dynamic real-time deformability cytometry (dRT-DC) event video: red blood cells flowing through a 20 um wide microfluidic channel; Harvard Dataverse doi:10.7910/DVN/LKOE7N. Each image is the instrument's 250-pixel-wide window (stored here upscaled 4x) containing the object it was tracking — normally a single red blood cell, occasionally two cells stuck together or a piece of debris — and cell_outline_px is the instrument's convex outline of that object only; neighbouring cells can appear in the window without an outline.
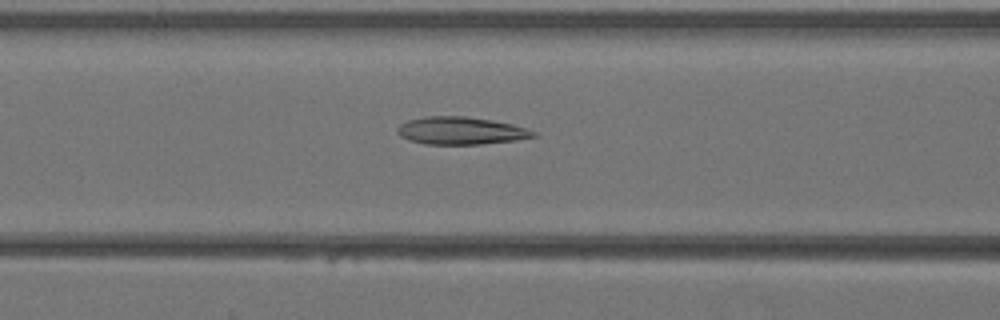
{"species": "Egyptian fruit bat (a non-hibernating species)", "species_latin": "Rousettus aegyptiacus", "temperature_condition": "warm", "stored_images_in_passage": 32, "camera_frame_rate_fps": 3000, "um_per_image_px": 0.085, "animal": {"sex": "female"}, "frame": {"image": 1, "passage_image": 9, "time_ms": 2.667, "image_size_px": [1000, 320], "cell_outline_px": [[540, 136], [516, 140], [480, 144], [424, 144], [408, 140], [400, 136], [400, 124], [408, 120], [424, 116], [464, 116], [492, 120], [512, 124], [536, 132]], "centroid_in_image_um": [39.2, 11.11], "position_along_channel_um": 127.4, "area_um2": 21.73}}
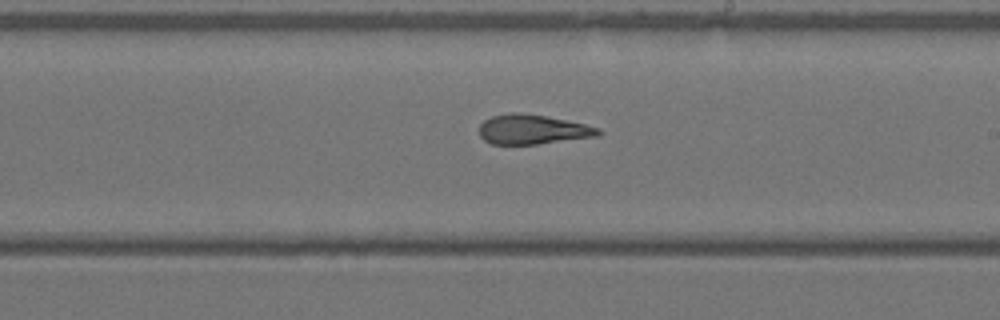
{"frame": {"image": 2, "passage_image": 16, "time_ms": 5.0, "image_size_px": [1000, 320], "cell_outline_px": [[604, 132], [596, 136], [536, 144], [492, 144], [484, 140], [480, 136], [480, 124], [484, 120], [492, 116], [512, 112], [516, 112], [544, 116], [584, 124], [600, 128]], "centroid_in_image_um": [45.25, 11.0], "position_along_channel_um": 243.7, "area_um2": 20.29}}
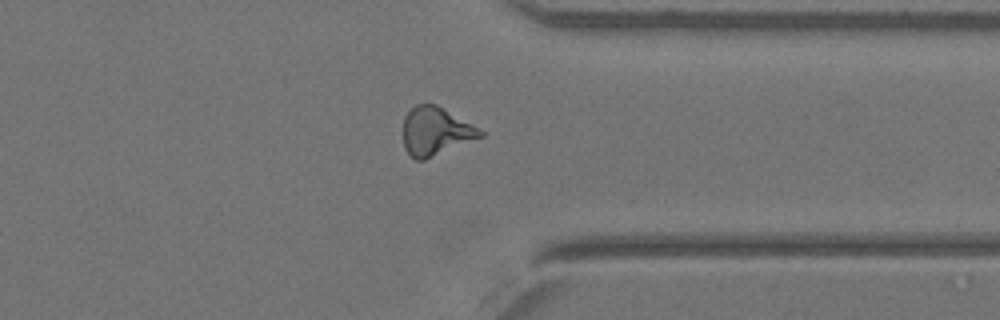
{"frame": {"image": 3, "passage_image": 24, "time_ms": 7.667, "image_size_px": [1000, 320], "cell_outline_px": [[484, 136], [424, 160], [416, 160], [404, 148], [404, 116], [416, 104], [436, 104], [472, 124], [484, 132]], "centroid_in_image_um": [37.03, 11.16], "position_along_channel_um": 374.4, "area_um2": 21.44}}